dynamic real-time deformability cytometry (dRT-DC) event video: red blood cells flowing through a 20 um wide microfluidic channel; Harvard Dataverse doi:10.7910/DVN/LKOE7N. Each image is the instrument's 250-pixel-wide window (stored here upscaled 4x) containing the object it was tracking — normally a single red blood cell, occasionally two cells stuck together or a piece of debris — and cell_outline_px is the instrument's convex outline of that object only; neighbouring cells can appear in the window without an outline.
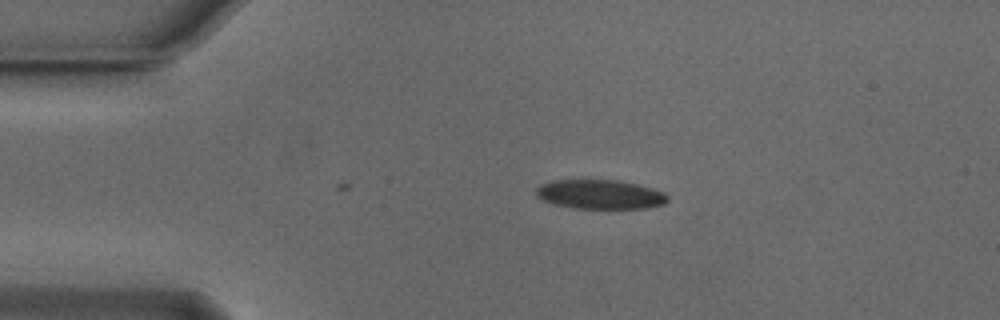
{"species": "Egyptian fruit bat (a non-hibernating species)", "species_latin": "Rousettus aegyptiacus", "temperature_condition": "cold", "stored_images_in_passage": 5, "camera_frame_rate_fps": 3000, "um_per_image_px": 0.085, "animal": {"sex": "male"}, "frame": {"image": 1, "passage_image": 1, "time_ms": 0.0, "image_size_px": [1000, 320], "cell_outline_px": [[668, 200], [664, 204], [648, 208], [572, 208], [556, 204], [544, 200], [536, 196], [536, 188], [540, 184], [552, 180], [616, 180], [636, 184], [652, 188], [664, 192], [668, 196]], "centroid_in_image_um": [51.01, 16.52], "position_along_channel_um": 34.0, "area_um2": 22.37}}